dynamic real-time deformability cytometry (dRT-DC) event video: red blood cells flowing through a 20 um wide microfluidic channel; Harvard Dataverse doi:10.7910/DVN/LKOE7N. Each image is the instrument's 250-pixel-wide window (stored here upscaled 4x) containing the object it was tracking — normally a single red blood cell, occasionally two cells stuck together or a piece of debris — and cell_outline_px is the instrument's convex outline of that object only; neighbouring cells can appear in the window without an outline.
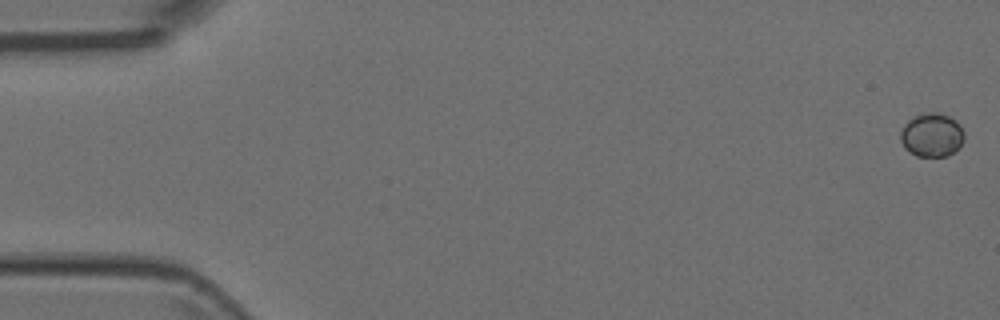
{"species": "Egyptian fruit bat (a non-hibernating species)", "species_latin": "Rousettus aegyptiacus", "temperature_condition": "room temperature", "stored_images_in_passage": 6, "camera_frame_rate_fps": 3000, "um_per_image_px": 0.085, "animal": {"sex": "female"}, "frame": {"image": 1, "passage_image": 1, "time_ms": 0.0, "image_size_px": [1000, 320], "cell_outline_px": [[964, 140], [948, 156], [916, 156], [908, 152], [904, 148], [900, 140], [900, 132], [904, 124], [908, 120], [916, 116], [928, 112], [936, 112], [948, 116], [956, 120], [960, 124], [964, 132]], "centroid_in_image_um": [79.18, 11.48], "position_along_channel_um": 5.8, "area_um2": 16.24}}
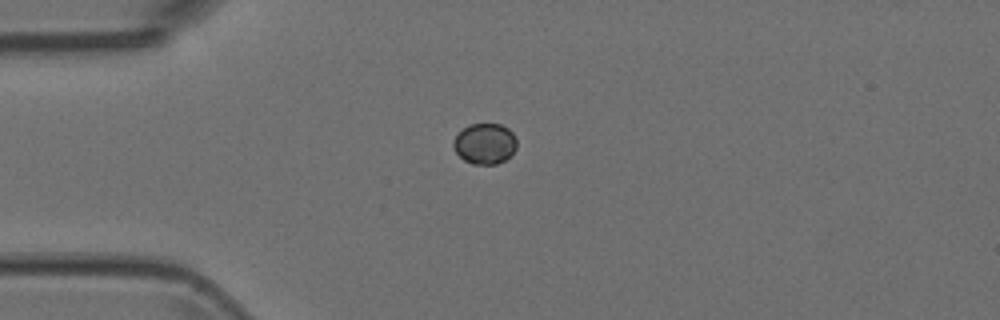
{"frame": {"image": 2, "passage_image": 4, "time_ms": 1.0, "image_size_px": [1000, 320], "cell_outline_px": [[516, 148], [504, 160], [496, 164], [472, 164], [464, 160], [456, 152], [452, 144], [452, 140], [468, 124], [500, 124], [508, 128], [512, 132], [516, 140]], "centroid_in_image_um": [41.19, 12.21], "position_along_channel_um": 43.8, "area_um2": 14.91}}